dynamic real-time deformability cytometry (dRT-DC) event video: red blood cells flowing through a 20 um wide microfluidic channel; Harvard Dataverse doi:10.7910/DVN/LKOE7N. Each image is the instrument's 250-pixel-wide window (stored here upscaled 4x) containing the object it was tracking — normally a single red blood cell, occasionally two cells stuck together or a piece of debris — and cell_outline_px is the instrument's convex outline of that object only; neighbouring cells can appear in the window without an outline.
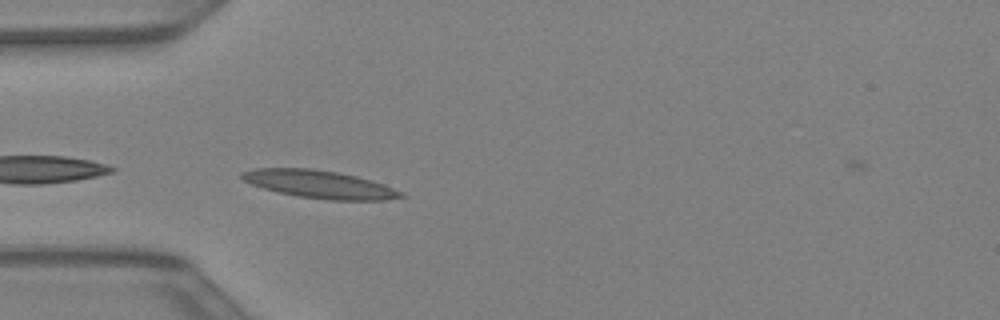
{"species": "Egyptian fruit bat (a non-hibernating species)", "species_latin": "Rousettus aegyptiacus", "temperature_condition": "warm", "stored_images_in_passage": 2, "camera_frame_rate_fps": 3000, "um_per_image_px": 0.085, "animal": {"sex": "female"}, "frame": {"image": 1, "passage_image": 1, "time_ms": 0.0, "image_size_px": [1000, 320], "cell_outline_px": [[408, 196], [384, 200], [328, 200], [300, 196], [280, 192], [264, 188], [252, 184], [244, 180], [240, 176], [240, 172], [256, 168], [308, 168], [336, 172], [356, 176], [384, 184], [404, 192]], "centroid_in_image_um": [27.2, 15.66], "position_along_channel_um": 57.8, "area_um2": 25.61}}